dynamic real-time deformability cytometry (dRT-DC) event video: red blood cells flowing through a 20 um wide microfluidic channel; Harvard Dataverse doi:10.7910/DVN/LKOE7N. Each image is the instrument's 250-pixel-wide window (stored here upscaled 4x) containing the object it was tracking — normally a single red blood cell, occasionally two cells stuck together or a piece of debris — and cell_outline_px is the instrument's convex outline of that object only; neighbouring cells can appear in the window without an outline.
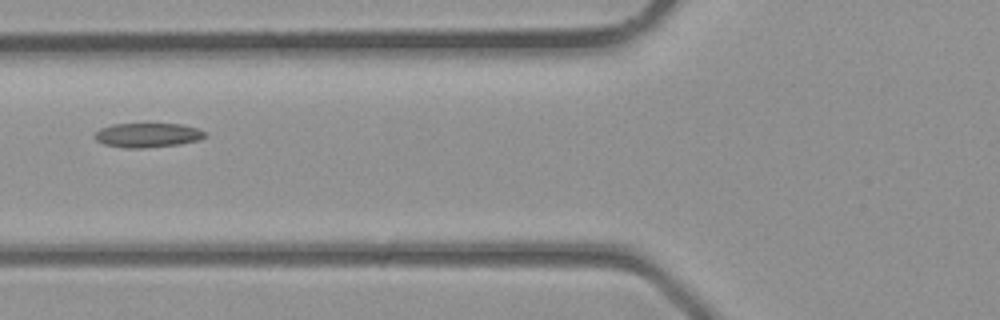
{"species": "common noctule bat (a hibernating species)", "species_latin": "Nyctalus noctula", "temperature_condition": "room temperature", "stored_images_in_passage": 3, "camera_frame_rate_fps": 3000, "um_per_image_px": 0.085, "animal": {"sex": "male", "body_mass_g": 23.1, "forearm_length_mm": 52.7}, "frame": {"image": 1, "passage_image": 3, "time_ms": 0.667, "image_size_px": [1000, 320], "cell_outline_px": [[208, 136], [200, 140], [180, 144], [144, 148], [124, 148], [104, 144], [96, 140], [96, 132], [100, 128], [112, 124], [180, 124], [196, 128], [208, 132]], "centroid_in_image_um": [12.6, 11.49], "position_along_channel_um": 113.2, "area_um2": 15.72}}